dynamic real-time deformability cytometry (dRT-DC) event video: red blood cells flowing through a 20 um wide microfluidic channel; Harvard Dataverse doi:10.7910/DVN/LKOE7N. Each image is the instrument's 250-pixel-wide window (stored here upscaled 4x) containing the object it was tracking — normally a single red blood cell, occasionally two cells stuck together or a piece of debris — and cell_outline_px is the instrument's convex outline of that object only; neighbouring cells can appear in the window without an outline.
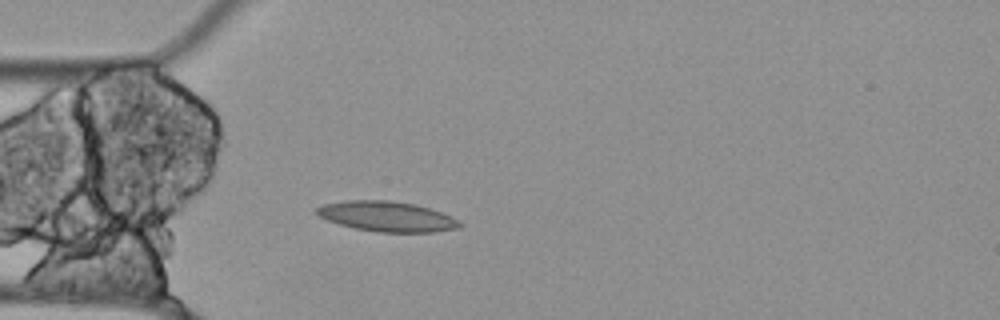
{"species": "Egyptian fruit bat (a non-hibernating species)", "species_latin": "Rousettus aegyptiacus", "temperature_condition": "cold", "stored_images_in_passage": 11, "segment_of_instrument_passage": [1, 2], "camera_frame_rate_fps": 3000, "um_per_image_px": 0.085, "animal": {"sex": "female"}, "frame": {"image": 1, "passage_image": 1, "time_ms": 0.0, "image_size_px": [1000, 320], "cell_outline_px": [[464, 224], [460, 228], [432, 232], [376, 232], [356, 228], [340, 224], [316, 216], [316, 208], [324, 204], [344, 200], [388, 200], [416, 204], [440, 212], [460, 220]], "centroid_in_image_um": [32.9, 18.4], "position_along_channel_um": 52.1, "area_um2": 25.2}}
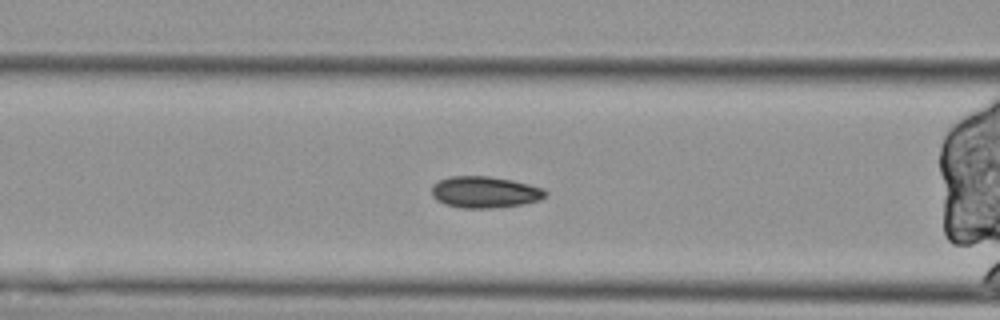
{"frame": {"image": 2, "passage_image": 7, "time_ms": 2.0, "image_size_px": [1000, 320], "cell_outline_px": [[548, 192], [540, 200], [524, 204], [492, 208], [460, 208], [444, 204], [436, 200], [432, 196], [432, 184], [440, 180], [452, 176], [488, 176], [512, 180], [544, 188]], "centroid_in_image_um": [41.2, 16.34], "position_along_channel_um": 125.4, "area_um2": 20.98}}
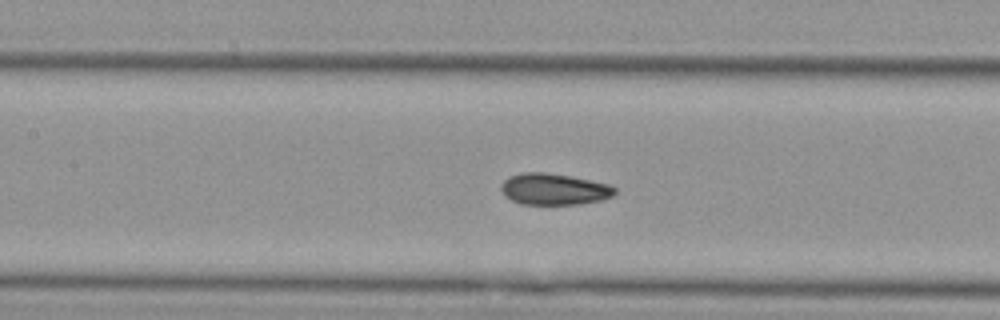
{"frame": {"image": 3, "passage_image": 10, "time_ms": 3.0, "image_size_px": [1000, 320], "cell_outline_px": [[616, 192], [612, 196], [600, 200], [580, 204], [520, 204], [504, 196], [500, 188], [500, 184], [508, 176], [520, 172], [544, 172], [572, 176], [608, 184], [616, 188]], "centroid_in_image_um": [47.04, 16.07], "position_along_channel_um": 160.4, "area_um2": 20.98}}